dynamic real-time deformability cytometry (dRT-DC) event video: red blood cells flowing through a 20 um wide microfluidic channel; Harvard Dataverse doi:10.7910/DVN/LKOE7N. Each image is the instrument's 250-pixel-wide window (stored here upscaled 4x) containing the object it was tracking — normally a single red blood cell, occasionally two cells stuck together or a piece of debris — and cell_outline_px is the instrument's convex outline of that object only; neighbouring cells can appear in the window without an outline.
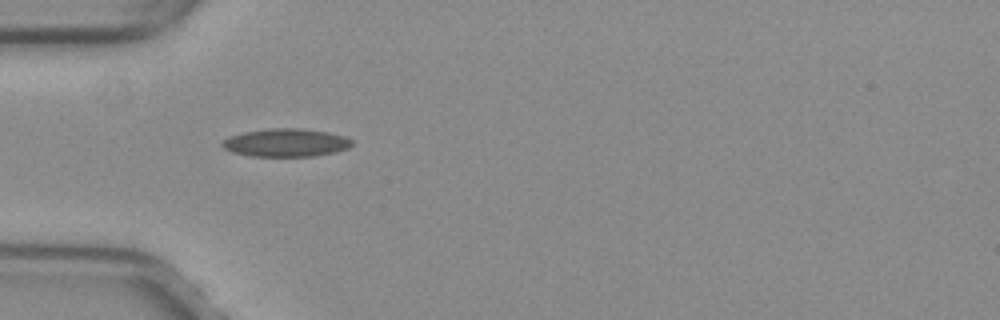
{"species": "common noctule bat (a hibernating species)", "species_latin": "Nyctalus noctula", "temperature_condition": "warm", "stored_images_in_passage": 30, "camera_frame_rate_fps": 3000, "um_per_image_px": 0.085, "animal": {"sex": "female", "body_mass_g": 29.2, "forearm_length_mm": 56.3}, "frame": {"image": 1, "passage_image": 1, "time_ms": 0.0, "image_size_px": [1000, 320], "cell_outline_px": [[352, 144], [348, 148], [316, 156], [248, 156], [232, 152], [224, 148], [220, 144], [228, 136], [244, 132], [268, 128], [300, 128], [328, 132], [344, 136], [352, 140]], "centroid_in_image_um": [24.27, 12.12], "position_along_channel_um": 60.7, "area_um2": 21.21}}
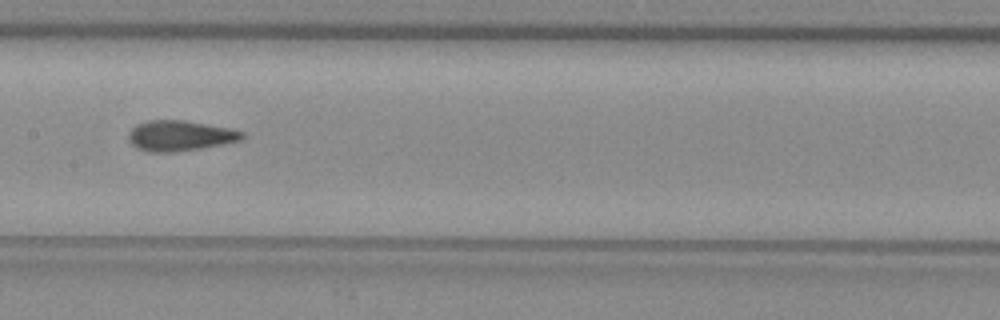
{"frame": {"image": 2, "passage_image": 11, "time_ms": 3.333, "image_size_px": [1000, 320], "cell_outline_px": [[244, 136], [240, 140], [204, 148], [172, 152], [148, 152], [136, 148], [128, 140], [128, 132], [136, 124], [148, 120], [184, 120], [232, 128], [244, 132]], "centroid_in_image_um": [15.28, 11.53], "position_along_channel_um": 192.1, "area_um2": 20.35}}
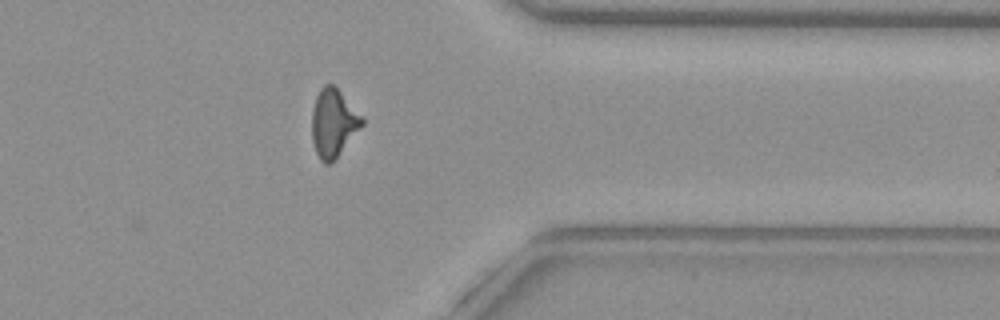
{"frame": {"image": 3, "passage_image": 26, "time_ms": 8.333, "image_size_px": [1000, 320], "cell_outline_px": [[364, 124], [332, 164], [324, 164], [320, 160], [316, 152], [312, 140], [312, 108], [316, 96], [320, 88], [324, 84], [332, 84], [364, 116]], "centroid_in_image_um": [28.35, 10.48], "position_along_channel_um": 383.1, "area_um2": 20.11}, "authors_computed_cell_mechanics": {"area_um2": 19.8543, "velocity_mm_per_s": 4.0256, "shape_relaxation_time_tau1_ms": null, "shape_relaxation_time_tau2_ms": 1.5446, "deformation_change_tau1": null, "deformation_change_tau2": 0.0752}}